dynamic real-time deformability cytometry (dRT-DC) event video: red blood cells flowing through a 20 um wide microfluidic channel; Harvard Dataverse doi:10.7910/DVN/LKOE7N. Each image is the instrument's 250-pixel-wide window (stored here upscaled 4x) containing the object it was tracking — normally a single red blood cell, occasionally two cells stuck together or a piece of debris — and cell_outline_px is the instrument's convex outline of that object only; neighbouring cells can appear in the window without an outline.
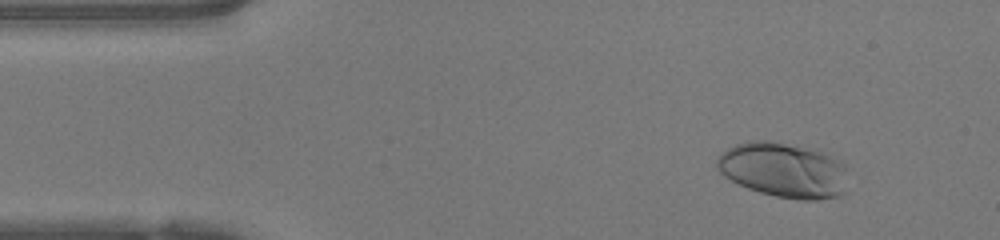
{"species": "human", "species_latin": "Homo sapiens", "temperature_condition": "warm", "stored_images_in_passage": 47, "camera_frame_rate_fps": 3000, "um_per_image_px": 0.085, "donor": {"sex": "female"}, "frame": {"image": 1, "passage_image": 5, "time_ms": 1.333, "image_size_px": [1000, 240], "cell_outline_px": [[844, 192], [836, 196], [816, 200], [804, 200], [776, 196], [760, 192], [748, 188], [724, 176], [716, 168], [716, 160], [720, 152], [736, 144], [748, 140], [772, 140], [816, 148], [844, 164]], "centroid_in_image_um": [66.55, 14.42], "position_along_channel_um": 18.5, "area_um2": 42.08}}
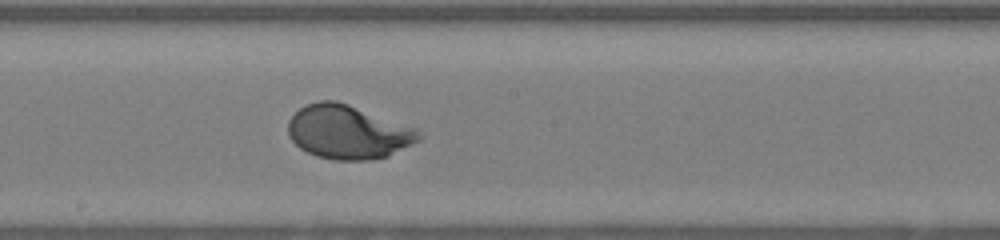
{"frame": {"image": 2, "passage_image": 25, "time_ms": 8.0, "image_size_px": [1000, 240], "cell_outline_px": [[424, 136], [420, 140], [388, 156], [368, 160], [332, 160], [316, 156], [300, 148], [288, 136], [288, 120], [300, 108], [308, 104], [320, 100], [336, 100], [348, 104], [416, 128]], "centroid_in_image_um": [29.58, 11.23], "position_along_channel_um": 218.6, "area_um2": 40.92}}
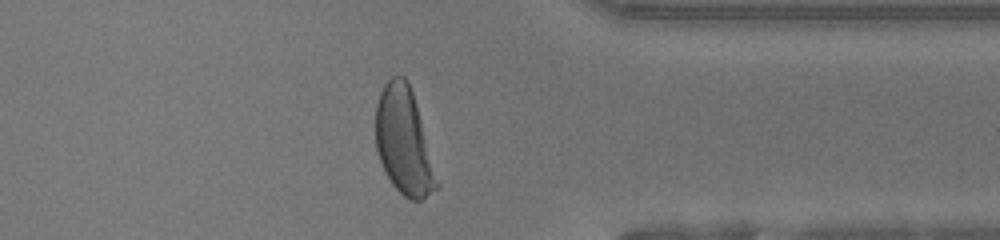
{"frame": {"image": 3, "passage_image": 37, "time_ms": 12.0, "image_size_px": [1000, 240], "cell_outline_px": [[440, 184], [436, 188], [420, 200], [408, 200], [392, 184], [380, 160], [376, 148], [376, 104], [380, 92], [384, 84], [392, 76], [404, 76], [408, 80], [412, 92]], "centroid_in_image_um": [34.32, 12.01], "position_along_channel_um": 377.1, "area_um2": 37.45}, "authors_computed_cell_mechanics": {"area_um2": 40.2866, "velocity_mm_per_s": 4.2161, "shape_relaxation_time_tau1_ms": 2.8622, "shape_relaxation_time_tau2_ms": null, "deformation_change_tau1": 0.2092, "deformation_change_tau2": null}}